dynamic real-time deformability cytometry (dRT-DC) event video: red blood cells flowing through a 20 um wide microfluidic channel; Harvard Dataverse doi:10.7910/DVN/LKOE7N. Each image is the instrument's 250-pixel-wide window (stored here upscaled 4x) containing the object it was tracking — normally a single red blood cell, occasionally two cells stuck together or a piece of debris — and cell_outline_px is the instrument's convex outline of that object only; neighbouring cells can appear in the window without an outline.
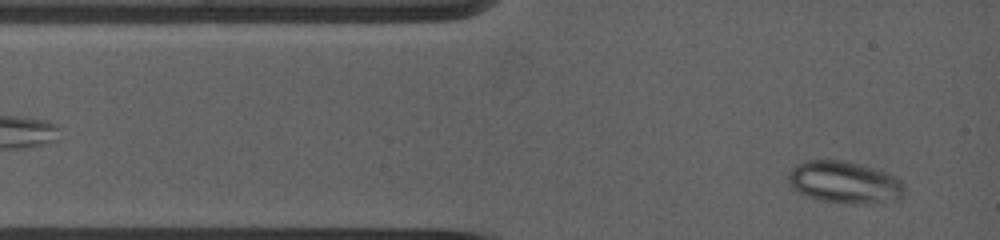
{"species": "common noctule bat (a hibernating species)", "species_latin": "Nyctalus noctula", "temperature_condition": "warm", "stored_images_in_passage": 29, "camera_frame_rate_fps": 5000, "um_per_image_px": 0.085, "animal": {"sex": "female", "body_mass_g": 19.0, "forearm_length_mm": 53.3}, "frame": {"image": 1, "passage_image": 1, "time_ms": 0.0, "image_size_px": [1000, 240], "cell_outline_px": [[904, 188], [900, 196], [896, 200], [824, 200], [808, 196], [796, 192], [792, 188], [788, 180], [788, 172], [792, 168], [808, 160], [840, 160], [884, 172], [900, 180], [904, 184]], "centroid_in_image_um": [71.68, 15.44], "position_along_channel_um": 13.3, "area_um2": 26.59}}
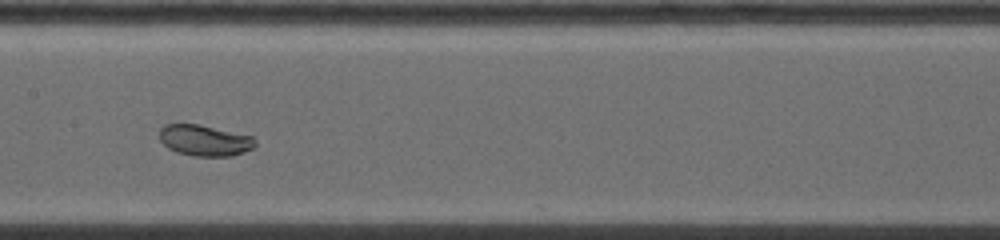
{"frame": {"image": 2, "passage_image": 13, "time_ms": 5.4, "image_size_px": [1000, 240], "cell_outline_px": [[256, 144], [252, 148], [244, 152], [232, 156], [192, 156], [176, 152], [168, 148], [160, 140], [160, 128], [168, 124], [196, 124], [252, 136], [256, 140]], "centroid_in_image_um": [17.39, 11.95], "position_along_channel_um": 190.0, "area_um2": 17.17}}
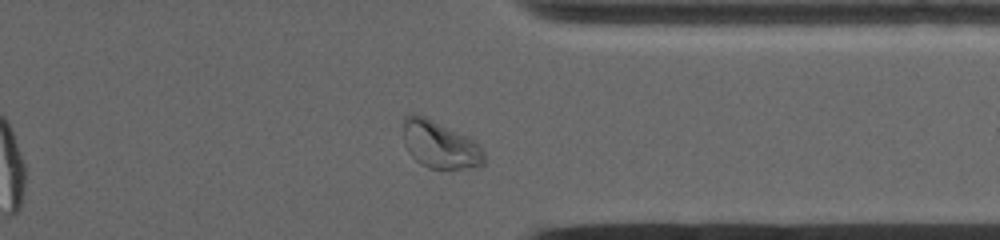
{"frame": {"image": 3, "passage_image": 25, "time_ms": 10.2, "image_size_px": [1000, 240], "cell_outline_px": [[484, 164], [476, 168], [428, 168], [420, 164], [408, 152], [404, 144], [404, 120], [412, 112], [424, 116], [472, 140], [484, 152]], "centroid_in_image_um": [37.36, 12.33], "position_along_channel_um": 374.0, "area_um2": 21.79}, "authors_computed_cell_mechanics": {"area_um2": 18.8428, "velocity_mm_per_s": 3.8709, "shape_relaxation_time_tau1_ms": 5.3971, "shape_relaxation_time_tau2_ms": null, "deformation_change_tau1": 0.1032, "deformation_change_tau2": null}}